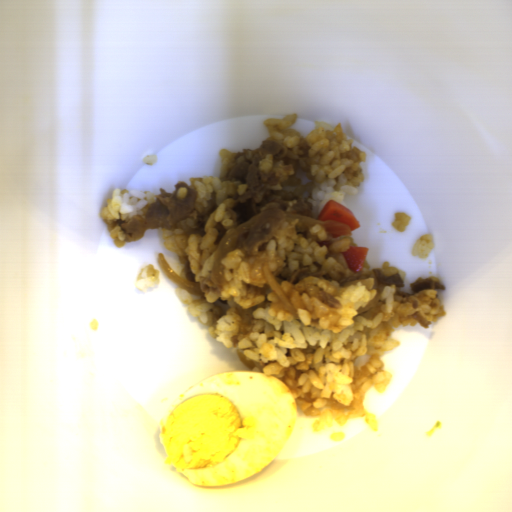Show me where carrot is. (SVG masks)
I'll return each mask as SVG.
<instances>
[{
	"label": "carrot",
	"instance_id": "b8716197",
	"mask_svg": "<svg viewBox=\"0 0 512 512\" xmlns=\"http://www.w3.org/2000/svg\"><path fill=\"white\" fill-rule=\"evenodd\" d=\"M316 219L319 221H333L349 226L351 232L360 228L359 221L347 206H343V204L330 199Z\"/></svg>",
	"mask_w": 512,
	"mask_h": 512
},
{
	"label": "carrot",
	"instance_id": "cead05ca",
	"mask_svg": "<svg viewBox=\"0 0 512 512\" xmlns=\"http://www.w3.org/2000/svg\"><path fill=\"white\" fill-rule=\"evenodd\" d=\"M368 251L369 247L367 246H350L349 249L341 252L347 262L348 270L355 274L362 271Z\"/></svg>",
	"mask_w": 512,
	"mask_h": 512
}]
</instances>
